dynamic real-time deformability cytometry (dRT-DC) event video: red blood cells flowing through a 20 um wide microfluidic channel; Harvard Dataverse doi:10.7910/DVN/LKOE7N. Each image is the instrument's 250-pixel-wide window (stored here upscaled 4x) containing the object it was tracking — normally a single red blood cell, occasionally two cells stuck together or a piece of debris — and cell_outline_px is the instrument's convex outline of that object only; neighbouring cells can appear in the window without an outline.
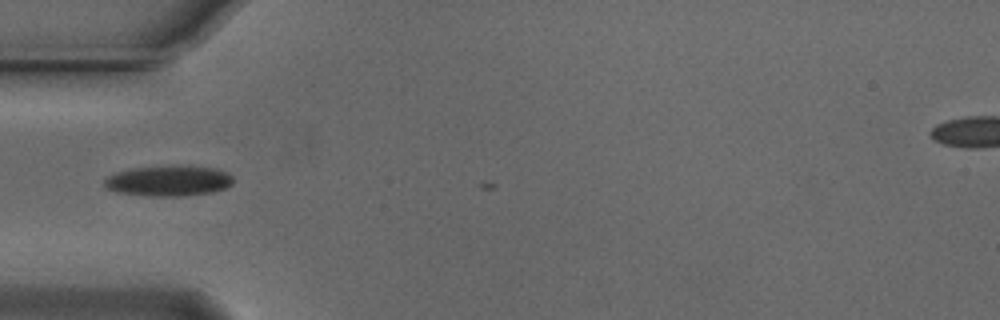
{"species": "Egyptian fruit bat (a non-hibernating species)", "species_latin": "Rousettus aegyptiacus", "temperature_condition": "cold", "stored_images_in_passage": 3, "camera_frame_rate_fps": 3000, "um_per_image_px": 0.085, "animal": {"sex": "male"}, "frame": {"image": 1, "passage_image": 1, "time_ms": 0.0, "image_size_px": [1000, 320], "cell_outline_px": [[232, 184], [224, 188], [212, 192], [184, 196], [148, 196], [116, 192], [108, 188], [104, 184], [104, 180], [108, 176], [116, 172], [132, 168], [216, 168], [228, 172], [232, 176]], "centroid_in_image_um": [14.32, 15.41], "position_along_channel_um": 70.7, "area_um2": 22.08}}